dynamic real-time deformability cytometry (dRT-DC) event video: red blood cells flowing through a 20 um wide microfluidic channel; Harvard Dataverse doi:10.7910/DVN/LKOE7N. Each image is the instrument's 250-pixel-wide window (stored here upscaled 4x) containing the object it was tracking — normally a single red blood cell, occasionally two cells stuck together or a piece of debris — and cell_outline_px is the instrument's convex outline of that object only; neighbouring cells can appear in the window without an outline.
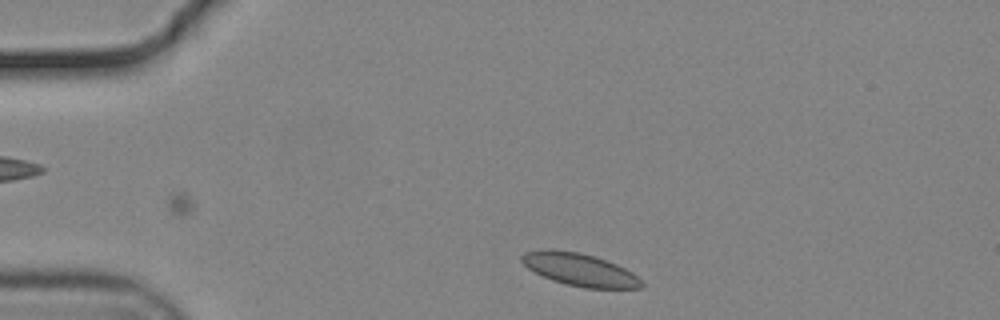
{"species": "common noctule bat (a hibernating species)", "species_latin": "Nyctalus noctula", "temperature_condition": "cold", "stored_images_in_passage": 38, "camera_frame_rate_fps": 3000, "um_per_image_px": 0.085, "animal": {"sex": "male", "body_mass_g": 19.2, "forearm_length_mm": 51.8}, "frame": {"image": 1, "passage_image": 2, "time_ms": 0.333, "image_size_px": [1000, 320], "cell_outline_px": [[644, 284], [640, 288], [584, 288], [552, 280], [528, 268], [520, 260], [520, 256], [524, 252], [540, 248], [552, 248], [580, 252], [596, 256], [616, 264], [632, 272]], "centroid_in_image_um": [49.23, 22.88], "position_along_channel_um": 35.8, "area_um2": 22.89}}
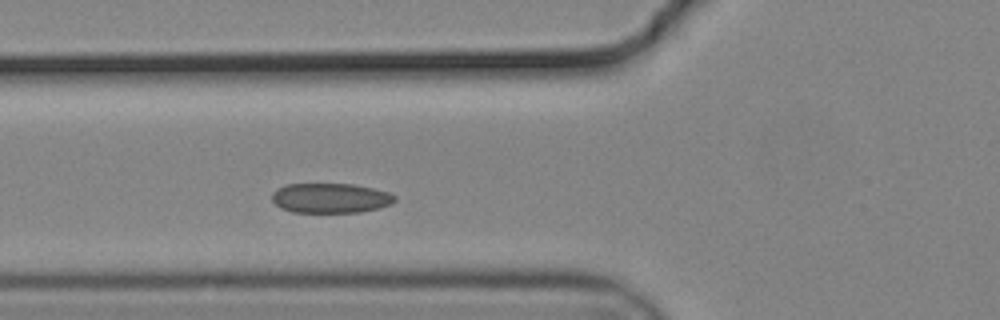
{"frame": {"image": 2, "passage_image": 11, "time_ms": 3.333, "image_size_px": [1000, 320], "cell_outline_px": [[396, 200], [392, 204], [380, 208], [360, 212], [292, 212], [280, 208], [272, 200], [272, 192], [276, 188], [284, 184], [352, 184], [372, 188], [388, 192], [396, 196]], "centroid_in_image_um": [28.08, 16.83], "position_along_channel_um": 97.7, "area_um2": 21.5}}
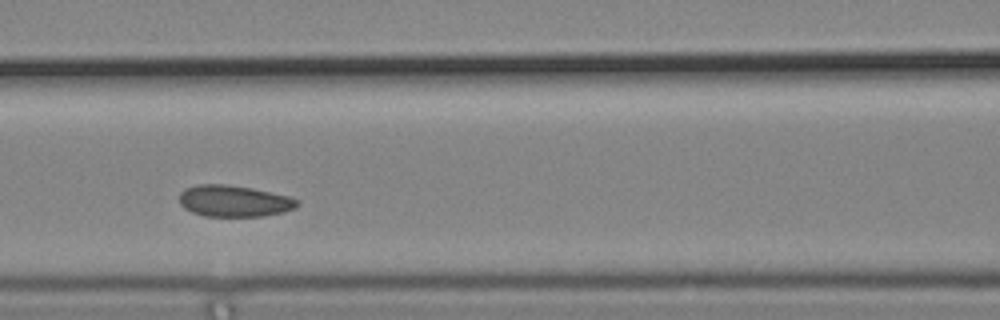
{"frame": {"image": 3, "passage_image": 15, "time_ms": 4.667, "image_size_px": [1000, 320], "cell_outline_px": [[300, 204], [296, 208], [284, 212], [264, 216], [204, 216], [192, 212], [184, 208], [180, 204], [180, 192], [184, 188], [200, 184], [228, 184], [252, 188], [288, 196], [300, 200]], "centroid_in_image_um": [19.91, 17.08], "position_along_channel_um": 146.7, "area_um2": 21.79}}